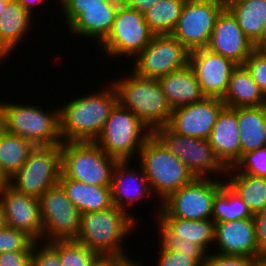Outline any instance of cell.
I'll use <instances>...</instances> for the list:
<instances>
[{"instance_id":"40","label":"cell","mask_w":266,"mask_h":266,"mask_svg":"<svg viewBox=\"0 0 266 266\" xmlns=\"http://www.w3.org/2000/svg\"><path fill=\"white\" fill-rule=\"evenodd\" d=\"M158 266H201L194 258L188 254L177 251H170L161 245Z\"/></svg>"},{"instance_id":"49","label":"cell","mask_w":266,"mask_h":266,"mask_svg":"<svg viewBox=\"0 0 266 266\" xmlns=\"http://www.w3.org/2000/svg\"><path fill=\"white\" fill-rule=\"evenodd\" d=\"M6 226L7 225H6L5 211L2 203L0 202V230L5 228Z\"/></svg>"},{"instance_id":"7","label":"cell","mask_w":266,"mask_h":266,"mask_svg":"<svg viewBox=\"0 0 266 266\" xmlns=\"http://www.w3.org/2000/svg\"><path fill=\"white\" fill-rule=\"evenodd\" d=\"M151 130L119 103L112 109L95 143L117 161L130 160L152 135Z\"/></svg>"},{"instance_id":"26","label":"cell","mask_w":266,"mask_h":266,"mask_svg":"<svg viewBox=\"0 0 266 266\" xmlns=\"http://www.w3.org/2000/svg\"><path fill=\"white\" fill-rule=\"evenodd\" d=\"M241 158L266 146V105L237 108Z\"/></svg>"},{"instance_id":"54","label":"cell","mask_w":266,"mask_h":266,"mask_svg":"<svg viewBox=\"0 0 266 266\" xmlns=\"http://www.w3.org/2000/svg\"><path fill=\"white\" fill-rule=\"evenodd\" d=\"M1 2L5 3V4H9L18 0H0Z\"/></svg>"},{"instance_id":"35","label":"cell","mask_w":266,"mask_h":266,"mask_svg":"<svg viewBox=\"0 0 266 266\" xmlns=\"http://www.w3.org/2000/svg\"><path fill=\"white\" fill-rule=\"evenodd\" d=\"M158 229H160V245L170 251H177L188 254L194 258L201 266L204 265L206 253L196 244L183 242V238L176 236L159 218H157Z\"/></svg>"},{"instance_id":"4","label":"cell","mask_w":266,"mask_h":266,"mask_svg":"<svg viewBox=\"0 0 266 266\" xmlns=\"http://www.w3.org/2000/svg\"><path fill=\"white\" fill-rule=\"evenodd\" d=\"M138 157L151 192L161 195L162 201L194 179L187 166L154 134L146 140Z\"/></svg>"},{"instance_id":"8","label":"cell","mask_w":266,"mask_h":266,"mask_svg":"<svg viewBox=\"0 0 266 266\" xmlns=\"http://www.w3.org/2000/svg\"><path fill=\"white\" fill-rule=\"evenodd\" d=\"M60 145L35 146L27 161L7 182L17 191L39 199L60 181Z\"/></svg>"},{"instance_id":"48","label":"cell","mask_w":266,"mask_h":266,"mask_svg":"<svg viewBox=\"0 0 266 266\" xmlns=\"http://www.w3.org/2000/svg\"><path fill=\"white\" fill-rule=\"evenodd\" d=\"M42 1L44 0H18V2L24 7V9L30 14L32 12V7H34V5L40 4L42 3Z\"/></svg>"},{"instance_id":"56","label":"cell","mask_w":266,"mask_h":266,"mask_svg":"<svg viewBox=\"0 0 266 266\" xmlns=\"http://www.w3.org/2000/svg\"><path fill=\"white\" fill-rule=\"evenodd\" d=\"M232 1H235V0H224V2H232Z\"/></svg>"},{"instance_id":"37","label":"cell","mask_w":266,"mask_h":266,"mask_svg":"<svg viewBox=\"0 0 266 266\" xmlns=\"http://www.w3.org/2000/svg\"><path fill=\"white\" fill-rule=\"evenodd\" d=\"M235 167L242 173L266 178V146L244 154Z\"/></svg>"},{"instance_id":"27","label":"cell","mask_w":266,"mask_h":266,"mask_svg":"<svg viewBox=\"0 0 266 266\" xmlns=\"http://www.w3.org/2000/svg\"><path fill=\"white\" fill-rule=\"evenodd\" d=\"M225 7L236 18L245 36L255 44L266 22V0H235Z\"/></svg>"},{"instance_id":"59","label":"cell","mask_w":266,"mask_h":266,"mask_svg":"<svg viewBox=\"0 0 266 266\" xmlns=\"http://www.w3.org/2000/svg\"><path fill=\"white\" fill-rule=\"evenodd\" d=\"M117 1H119V2H121V3H124L126 0H117Z\"/></svg>"},{"instance_id":"43","label":"cell","mask_w":266,"mask_h":266,"mask_svg":"<svg viewBox=\"0 0 266 266\" xmlns=\"http://www.w3.org/2000/svg\"><path fill=\"white\" fill-rule=\"evenodd\" d=\"M256 228V240L259 250H266V210L253 216Z\"/></svg>"},{"instance_id":"2","label":"cell","mask_w":266,"mask_h":266,"mask_svg":"<svg viewBox=\"0 0 266 266\" xmlns=\"http://www.w3.org/2000/svg\"><path fill=\"white\" fill-rule=\"evenodd\" d=\"M118 103L132 111L153 133L157 128L168 125L172 108L158 79L139 76L134 71L128 78L112 82Z\"/></svg>"},{"instance_id":"6","label":"cell","mask_w":266,"mask_h":266,"mask_svg":"<svg viewBox=\"0 0 266 266\" xmlns=\"http://www.w3.org/2000/svg\"><path fill=\"white\" fill-rule=\"evenodd\" d=\"M62 174L89 185L111 187L115 158L108 156L95 142H62Z\"/></svg>"},{"instance_id":"36","label":"cell","mask_w":266,"mask_h":266,"mask_svg":"<svg viewBox=\"0 0 266 266\" xmlns=\"http://www.w3.org/2000/svg\"><path fill=\"white\" fill-rule=\"evenodd\" d=\"M34 240L21 230L6 226L0 230V253L33 251Z\"/></svg>"},{"instance_id":"34","label":"cell","mask_w":266,"mask_h":266,"mask_svg":"<svg viewBox=\"0 0 266 266\" xmlns=\"http://www.w3.org/2000/svg\"><path fill=\"white\" fill-rule=\"evenodd\" d=\"M61 266H91L99 255L75 239L58 240Z\"/></svg>"},{"instance_id":"5","label":"cell","mask_w":266,"mask_h":266,"mask_svg":"<svg viewBox=\"0 0 266 266\" xmlns=\"http://www.w3.org/2000/svg\"><path fill=\"white\" fill-rule=\"evenodd\" d=\"M1 125L9 133L35 146L60 145L59 110L46 113L41 107L0 102Z\"/></svg>"},{"instance_id":"3","label":"cell","mask_w":266,"mask_h":266,"mask_svg":"<svg viewBox=\"0 0 266 266\" xmlns=\"http://www.w3.org/2000/svg\"><path fill=\"white\" fill-rule=\"evenodd\" d=\"M138 220L116 206L81 214L78 242L99 256H126L122 239L133 230ZM124 252V253H123Z\"/></svg>"},{"instance_id":"15","label":"cell","mask_w":266,"mask_h":266,"mask_svg":"<svg viewBox=\"0 0 266 266\" xmlns=\"http://www.w3.org/2000/svg\"><path fill=\"white\" fill-rule=\"evenodd\" d=\"M0 202L8 227L25 232L35 242L44 238L39 199L17 191L6 181L0 187Z\"/></svg>"},{"instance_id":"46","label":"cell","mask_w":266,"mask_h":266,"mask_svg":"<svg viewBox=\"0 0 266 266\" xmlns=\"http://www.w3.org/2000/svg\"><path fill=\"white\" fill-rule=\"evenodd\" d=\"M159 0H126L124 4L139 13L144 14L148 9H150Z\"/></svg>"},{"instance_id":"1","label":"cell","mask_w":266,"mask_h":266,"mask_svg":"<svg viewBox=\"0 0 266 266\" xmlns=\"http://www.w3.org/2000/svg\"><path fill=\"white\" fill-rule=\"evenodd\" d=\"M74 98L59 109L60 135L63 142H95L102 132L118 96L112 83L108 89Z\"/></svg>"},{"instance_id":"39","label":"cell","mask_w":266,"mask_h":266,"mask_svg":"<svg viewBox=\"0 0 266 266\" xmlns=\"http://www.w3.org/2000/svg\"><path fill=\"white\" fill-rule=\"evenodd\" d=\"M39 242H34L32 253V266H61L58 256V240L46 242L37 251L35 246Z\"/></svg>"},{"instance_id":"22","label":"cell","mask_w":266,"mask_h":266,"mask_svg":"<svg viewBox=\"0 0 266 266\" xmlns=\"http://www.w3.org/2000/svg\"><path fill=\"white\" fill-rule=\"evenodd\" d=\"M128 164V161H118L114 166L111 181L112 203L126 213L129 212L128 205L143 199L145 195L151 197L152 193L142 167L140 166L141 173L138 174L131 169L128 171Z\"/></svg>"},{"instance_id":"17","label":"cell","mask_w":266,"mask_h":266,"mask_svg":"<svg viewBox=\"0 0 266 266\" xmlns=\"http://www.w3.org/2000/svg\"><path fill=\"white\" fill-rule=\"evenodd\" d=\"M189 65L194 70L203 94L221 99L226 94L231 73L237 66L232 60L207 47L191 51Z\"/></svg>"},{"instance_id":"12","label":"cell","mask_w":266,"mask_h":266,"mask_svg":"<svg viewBox=\"0 0 266 266\" xmlns=\"http://www.w3.org/2000/svg\"><path fill=\"white\" fill-rule=\"evenodd\" d=\"M190 51L172 34L154 35L134 58L133 71L139 76L159 79L189 64Z\"/></svg>"},{"instance_id":"52","label":"cell","mask_w":266,"mask_h":266,"mask_svg":"<svg viewBox=\"0 0 266 266\" xmlns=\"http://www.w3.org/2000/svg\"><path fill=\"white\" fill-rule=\"evenodd\" d=\"M125 266H140V264H137L134 260H130Z\"/></svg>"},{"instance_id":"31","label":"cell","mask_w":266,"mask_h":266,"mask_svg":"<svg viewBox=\"0 0 266 266\" xmlns=\"http://www.w3.org/2000/svg\"><path fill=\"white\" fill-rule=\"evenodd\" d=\"M183 242L198 245L206 254L214 243L215 223L212 219L188 220L179 217H157Z\"/></svg>"},{"instance_id":"29","label":"cell","mask_w":266,"mask_h":266,"mask_svg":"<svg viewBox=\"0 0 266 266\" xmlns=\"http://www.w3.org/2000/svg\"><path fill=\"white\" fill-rule=\"evenodd\" d=\"M236 170L238 173L234 174ZM226 175L230 177L226 183L241 196L253 215L266 210V178L242 173L235 166L228 168Z\"/></svg>"},{"instance_id":"10","label":"cell","mask_w":266,"mask_h":266,"mask_svg":"<svg viewBox=\"0 0 266 266\" xmlns=\"http://www.w3.org/2000/svg\"><path fill=\"white\" fill-rule=\"evenodd\" d=\"M153 134L187 166L194 178H207L210 173H227L208 139L178 135L167 125L157 128Z\"/></svg>"},{"instance_id":"57","label":"cell","mask_w":266,"mask_h":266,"mask_svg":"<svg viewBox=\"0 0 266 266\" xmlns=\"http://www.w3.org/2000/svg\"><path fill=\"white\" fill-rule=\"evenodd\" d=\"M2 128V125H1V113H0V129Z\"/></svg>"},{"instance_id":"58","label":"cell","mask_w":266,"mask_h":266,"mask_svg":"<svg viewBox=\"0 0 266 266\" xmlns=\"http://www.w3.org/2000/svg\"><path fill=\"white\" fill-rule=\"evenodd\" d=\"M262 256H264L266 258V250L263 252Z\"/></svg>"},{"instance_id":"18","label":"cell","mask_w":266,"mask_h":266,"mask_svg":"<svg viewBox=\"0 0 266 266\" xmlns=\"http://www.w3.org/2000/svg\"><path fill=\"white\" fill-rule=\"evenodd\" d=\"M207 48L237 65H243L254 51V44L245 36L233 14L224 7L215 20Z\"/></svg>"},{"instance_id":"41","label":"cell","mask_w":266,"mask_h":266,"mask_svg":"<svg viewBox=\"0 0 266 266\" xmlns=\"http://www.w3.org/2000/svg\"><path fill=\"white\" fill-rule=\"evenodd\" d=\"M255 258L207 253L203 266H254Z\"/></svg>"},{"instance_id":"32","label":"cell","mask_w":266,"mask_h":266,"mask_svg":"<svg viewBox=\"0 0 266 266\" xmlns=\"http://www.w3.org/2000/svg\"><path fill=\"white\" fill-rule=\"evenodd\" d=\"M253 216L241 196L224 181L213 199L212 220L214 223L253 218Z\"/></svg>"},{"instance_id":"9","label":"cell","mask_w":266,"mask_h":266,"mask_svg":"<svg viewBox=\"0 0 266 266\" xmlns=\"http://www.w3.org/2000/svg\"><path fill=\"white\" fill-rule=\"evenodd\" d=\"M223 182L212 179V176L194 178L161 202L158 216L188 220L212 219L213 199Z\"/></svg>"},{"instance_id":"42","label":"cell","mask_w":266,"mask_h":266,"mask_svg":"<svg viewBox=\"0 0 266 266\" xmlns=\"http://www.w3.org/2000/svg\"><path fill=\"white\" fill-rule=\"evenodd\" d=\"M33 251L0 253V266H32Z\"/></svg>"},{"instance_id":"38","label":"cell","mask_w":266,"mask_h":266,"mask_svg":"<svg viewBox=\"0 0 266 266\" xmlns=\"http://www.w3.org/2000/svg\"><path fill=\"white\" fill-rule=\"evenodd\" d=\"M266 95V53L254 50L243 64Z\"/></svg>"},{"instance_id":"11","label":"cell","mask_w":266,"mask_h":266,"mask_svg":"<svg viewBox=\"0 0 266 266\" xmlns=\"http://www.w3.org/2000/svg\"><path fill=\"white\" fill-rule=\"evenodd\" d=\"M154 35L145 22L144 14L121 3L115 13L112 28L100 45L107 56L136 57Z\"/></svg>"},{"instance_id":"24","label":"cell","mask_w":266,"mask_h":266,"mask_svg":"<svg viewBox=\"0 0 266 266\" xmlns=\"http://www.w3.org/2000/svg\"><path fill=\"white\" fill-rule=\"evenodd\" d=\"M59 183L81 214L102 211L113 206L111 187L89 185L66 178L62 173Z\"/></svg>"},{"instance_id":"16","label":"cell","mask_w":266,"mask_h":266,"mask_svg":"<svg viewBox=\"0 0 266 266\" xmlns=\"http://www.w3.org/2000/svg\"><path fill=\"white\" fill-rule=\"evenodd\" d=\"M224 106L221 98L205 96L192 104L173 109L167 126L178 135L208 139Z\"/></svg>"},{"instance_id":"21","label":"cell","mask_w":266,"mask_h":266,"mask_svg":"<svg viewBox=\"0 0 266 266\" xmlns=\"http://www.w3.org/2000/svg\"><path fill=\"white\" fill-rule=\"evenodd\" d=\"M208 141L227 169L234 167L241 160L237 108L224 106L221 109Z\"/></svg>"},{"instance_id":"55","label":"cell","mask_w":266,"mask_h":266,"mask_svg":"<svg viewBox=\"0 0 266 266\" xmlns=\"http://www.w3.org/2000/svg\"><path fill=\"white\" fill-rule=\"evenodd\" d=\"M6 182V180L0 175V187L2 186V184Z\"/></svg>"},{"instance_id":"45","label":"cell","mask_w":266,"mask_h":266,"mask_svg":"<svg viewBox=\"0 0 266 266\" xmlns=\"http://www.w3.org/2000/svg\"><path fill=\"white\" fill-rule=\"evenodd\" d=\"M130 260L127 256H99L91 266H125Z\"/></svg>"},{"instance_id":"23","label":"cell","mask_w":266,"mask_h":266,"mask_svg":"<svg viewBox=\"0 0 266 266\" xmlns=\"http://www.w3.org/2000/svg\"><path fill=\"white\" fill-rule=\"evenodd\" d=\"M158 81L172 109L192 104L205 97L189 64L160 77Z\"/></svg>"},{"instance_id":"25","label":"cell","mask_w":266,"mask_h":266,"mask_svg":"<svg viewBox=\"0 0 266 266\" xmlns=\"http://www.w3.org/2000/svg\"><path fill=\"white\" fill-rule=\"evenodd\" d=\"M222 101L229 108L255 107L266 105V95L253 81L246 67L237 65L231 73Z\"/></svg>"},{"instance_id":"14","label":"cell","mask_w":266,"mask_h":266,"mask_svg":"<svg viewBox=\"0 0 266 266\" xmlns=\"http://www.w3.org/2000/svg\"><path fill=\"white\" fill-rule=\"evenodd\" d=\"M224 0H186L172 35L190 52L207 47Z\"/></svg>"},{"instance_id":"53","label":"cell","mask_w":266,"mask_h":266,"mask_svg":"<svg viewBox=\"0 0 266 266\" xmlns=\"http://www.w3.org/2000/svg\"><path fill=\"white\" fill-rule=\"evenodd\" d=\"M7 4L3 3L0 1V15L2 14V12L4 11L5 7Z\"/></svg>"},{"instance_id":"30","label":"cell","mask_w":266,"mask_h":266,"mask_svg":"<svg viewBox=\"0 0 266 266\" xmlns=\"http://www.w3.org/2000/svg\"><path fill=\"white\" fill-rule=\"evenodd\" d=\"M31 16L18 2L6 5L0 15V45L9 53L17 47L29 29Z\"/></svg>"},{"instance_id":"20","label":"cell","mask_w":266,"mask_h":266,"mask_svg":"<svg viewBox=\"0 0 266 266\" xmlns=\"http://www.w3.org/2000/svg\"><path fill=\"white\" fill-rule=\"evenodd\" d=\"M121 2L106 0L104 7L62 8L65 22L75 35L97 38L101 43L109 34Z\"/></svg>"},{"instance_id":"28","label":"cell","mask_w":266,"mask_h":266,"mask_svg":"<svg viewBox=\"0 0 266 266\" xmlns=\"http://www.w3.org/2000/svg\"><path fill=\"white\" fill-rule=\"evenodd\" d=\"M35 145L18 135L0 129V175L7 181L27 161Z\"/></svg>"},{"instance_id":"33","label":"cell","mask_w":266,"mask_h":266,"mask_svg":"<svg viewBox=\"0 0 266 266\" xmlns=\"http://www.w3.org/2000/svg\"><path fill=\"white\" fill-rule=\"evenodd\" d=\"M186 0H159L144 13V19L155 35L172 34Z\"/></svg>"},{"instance_id":"44","label":"cell","mask_w":266,"mask_h":266,"mask_svg":"<svg viewBox=\"0 0 266 266\" xmlns=\"http://www.w3.org/2000/svg\"><path fill=\"white\" fill-rule=\"evenodd\" d=\"M106 0H59L62 8H94L104 7Z\"/></svg>"},{"instance_id":"13","label":"cell","mask_w":266,"mask_h":266,"mask_svg":"<svg viewBox=\"0 0 266 266\" xmlns=\"http://www.w3.org/2000/svg\"><path fill=\"white\" fill-rule=\"evenodd\" d=\"M39 204L44 227L43 236L47 242L77 238L81 213L68 199L60 183L42 194Z\"/></svg>"},{"instance_id":"50","label":"cell","mask_w":266,"mask_h":266,"mask_svg":"<svg viewBox=\"0 0 266 266\" xmlns=\"http://www.w3.org/2000/svg\"><path fill=\"white\" fill-rule=\"evenodd\" d=\"M254 266H266V258L259 256L254 259Z\"/></svg>"},{"instance_id":"47","label":"cell","mask_w":266,"mask_h":266,"mask_svg":"<svg viewBox=\"0 0 266 266\" xmlns=\"http://www.w3.org/2000/svg\"><path fill=\"white\" fill-rule=\"evenodd\" d=\"M254 50L265 52L266 51V22L264 24L259 40L254 44Z\"/></svg>"},{"instance_id":"51","label":"cell","mask_w":266,"mask_h":266,"mask_svg":"<svg viewBox=\"0 0 266 266\" xmlns=\"http://www.w3.org/2000/svg\"><path fill=\"white\" fill-rule=\"evenodd\" d=\"M9 53L0 45V60L1 59H5L6 57V55H8Z\"/></svg>"},{"instance_id":"19","label":"cell","mask_w":266,"mask_h":266,"mask_svg":"<svg viewBox=\"0 0 266 266\" xmlns=\"http://www.w3.org/2000/svg\"><path fill=\"white\" fill-rule=\"evenodd\" d=\"M214 242L219 246L215 254L225 256L259 257L254 218L215 223Z\"/></svg>"}]
</instances>
